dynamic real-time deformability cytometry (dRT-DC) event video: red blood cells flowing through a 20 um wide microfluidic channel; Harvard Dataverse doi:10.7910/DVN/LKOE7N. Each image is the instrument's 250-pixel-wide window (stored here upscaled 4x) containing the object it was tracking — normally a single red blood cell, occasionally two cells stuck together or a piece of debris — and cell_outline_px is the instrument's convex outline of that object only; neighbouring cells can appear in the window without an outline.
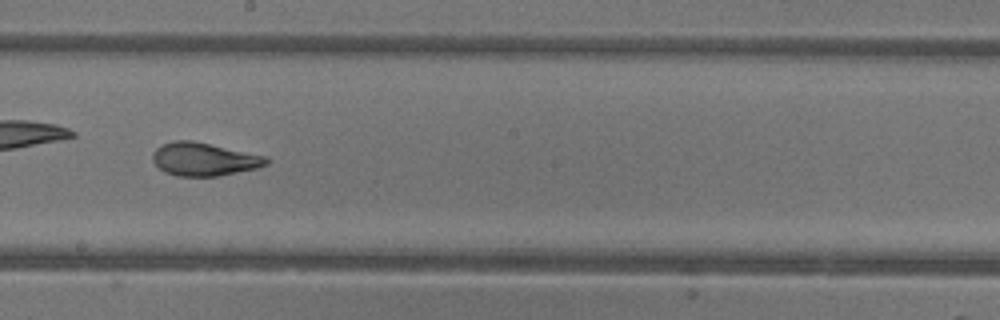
{"species": "common noctule bat (a hibernating species)", "species_latin": "Nyctalus noctula", "temperature_condition": "warm", "stored_images_in_passage": 46, "camera_frame_rate_fps": 3000, "um_per_image_px": 0.085, "animal": {"sex": "female"}, "frame": {"image": 1, "passage_image": 27, "time_ms": 8.667, "image_size_px": [1000, 320], "cell_outline_px": [[268, 164], [256, 168], [216, 176], [176, 176], [164, 172], [152, 160], [152, 152], [156, 148], [172, 140], [192, 140], [268, 156]], "centroid_in_image_um": [17.33, 13.52], "position_along_channel_um": 230.9, "area_um2": 21.96}}
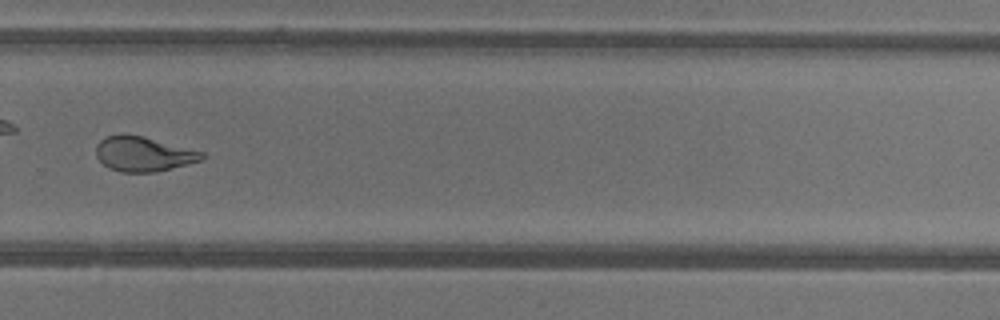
{"frame": {"image": 2, "passage_image": 33, "time_ms": 10.667, "image_size_px": [1000, 320], "cell_outline_px": [[204, 160], [156, 172], [120, 172], [108, 168], [96, 156], [96, 144], [104, 136], [124, 132], [144, 136], [204, 152]], "centroid_in_image_um": [12.16, 13.06], "position_along_channel_um": 317.6, "area_um2": 21.85}, "authors_computed_cell_mechanics": {"area_um2": 23.8425, "velocity_mm_per_s": 4.3676, "shape_relaxation_time_tau1_ms": 7.9813, "shape_relaxation_time_tau2_ms": 1.1366, "deformation_change_tau1": 0.2581, "deformation_change_tau2": 0.0604}}